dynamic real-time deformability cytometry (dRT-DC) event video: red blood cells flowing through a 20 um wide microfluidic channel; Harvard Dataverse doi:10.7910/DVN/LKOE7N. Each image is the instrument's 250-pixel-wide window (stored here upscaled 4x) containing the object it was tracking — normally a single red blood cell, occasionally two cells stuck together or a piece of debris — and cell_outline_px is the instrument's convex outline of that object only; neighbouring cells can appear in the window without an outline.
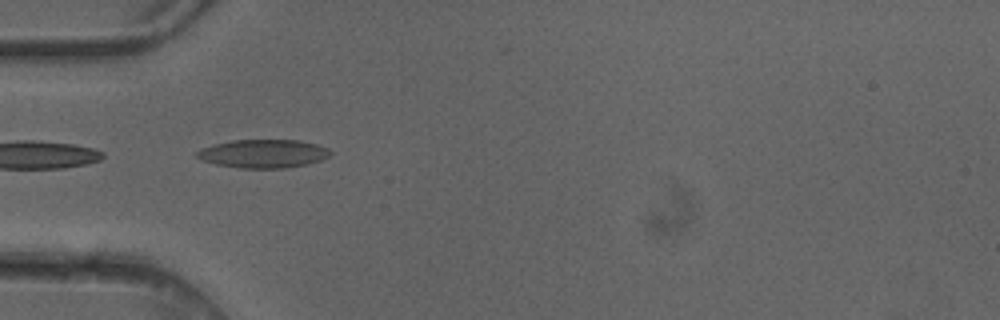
{"species": "common noctule bat (a hibernating species)", "species_latin": "Nyctalus noctula", "temperature_condition": "cold", "stored_images_in_passage": 6, "camera_frame_rate_fps": 3000, "um_per_image_px": 0.085, "animal": {"sex": "female"}, "frame": {"image": 1, "passage_image": 4, "time_ms": 1.0, "image_size_px": [1000, 320], "cell_outline_px": [[332, 152], [328, 156], [320, 160], [308, 164], [288, 168], [240, 168], [216, 164], [204, 160], [196, 156], [196, 152], [200, 148], [212, 144], [232, 140], [300, 140], [316, 144], [328, 148]], "centroid_in_image_um": [22.37, 13.05], "position_along_channel_um": 62.6, "area_um2": 22.14}}
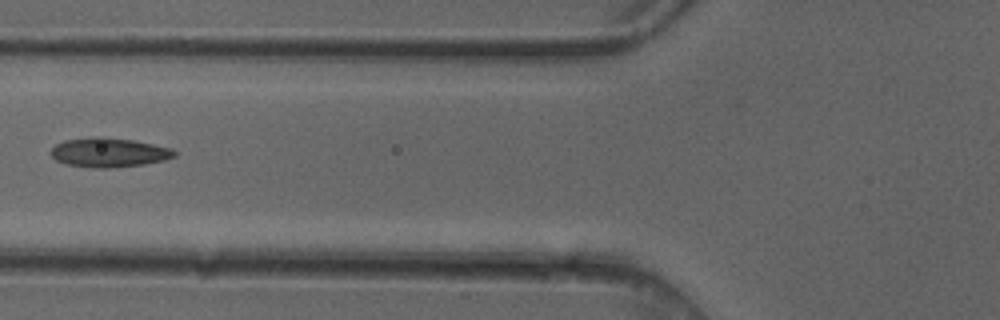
{"frame": {"image": 2, "passage_image": 5, "time_ms": 1.333, "image_size_px": [1000, 320], "cell_outline_px": [[176, 156], [164, 160], [144, 164], [112, 168], [92, 168], [64, 164], [56, 160], [48, 152], [56, 144], [64, 140], [96, 136], [104, 136], [132, 140], [172, 148], [176, 152]], "centroid_in_image_um": [9.22, 12.96], "position_along_channel_um": 116.6, "area_um2": 21.33}}
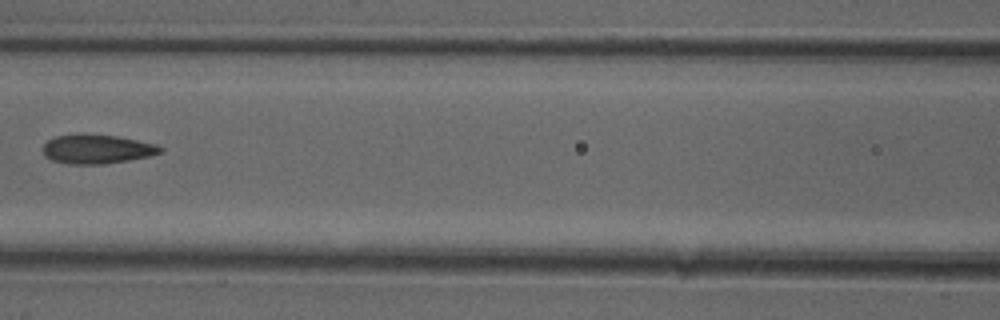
{"frame": {"image": 3, "passage_image": 6, "time_ms": 1.667, "image_size_px": [1000, 320], "cell_outline_px": [[164, 152], [148, 156], [128, 160], [104, 164], [68, 164], [52, 160], [44, 156], [44, 144], [48, 140], [56, 136], [80, 132], [84, 132], [116, 136], [156, 144], [164, 148]], "centroid_in_image_um": [8.23, 12.65], "position_along_channel_um": 158.4, "area_um2": 20.23}}